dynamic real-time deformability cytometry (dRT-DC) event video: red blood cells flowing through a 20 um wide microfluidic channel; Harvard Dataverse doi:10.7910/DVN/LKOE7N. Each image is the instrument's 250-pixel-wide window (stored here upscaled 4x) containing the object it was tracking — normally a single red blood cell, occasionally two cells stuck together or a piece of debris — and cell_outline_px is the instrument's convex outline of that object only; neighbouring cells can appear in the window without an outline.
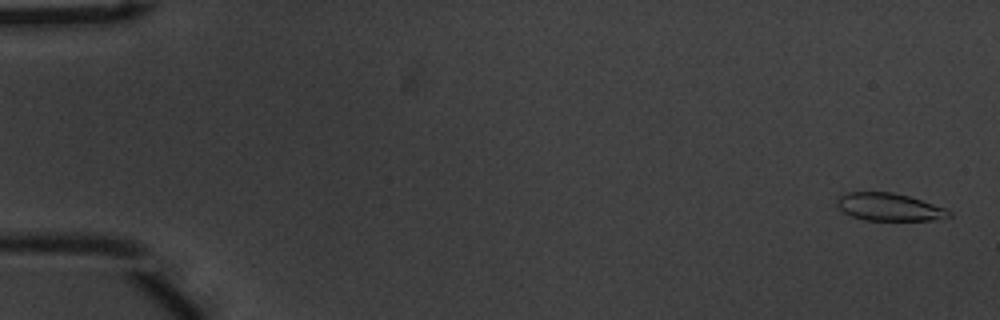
{"species": "common noctule bat (a hibernating species)", "species_latin": "Nyctalus noctula", "temperature_condition": "warm", "stored_images_in_passage": 55, "camera_frame_rate_fps": 3000, "um_per_image_px": 0.085, "animal": {"sex": "male", "body_mass_g": 20.1, "forearm_length_mm": 53.5}, "frame": {"image": 1, "passage_image": 2, "time_ms": 0.333, "image_size_px": [1000, 320], "cell_outline_px": [[952, 216], [932, 220], [864, 220], [852, 216], [844, 212], [836, 204], [836, 200], [840, 196], [848, 192], [892, 192], [908, 196], [944, 208], [952, 212]], "centroid_in_image_um": [75.56, 17.6], "position_along_channel_um": 9.4, "area_um2": 17.8}}
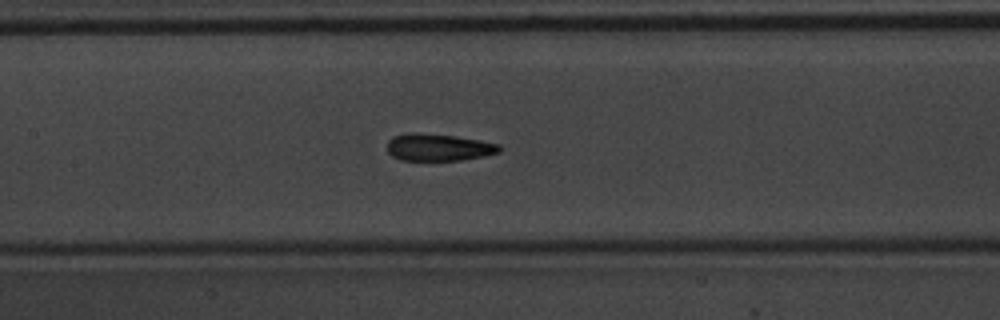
{"frame": {"image": 2, "passage_image": 27, "time_ms": 8.667, "image_size_px": [1000, 320], "cell_outline_px": [[500, 152], [484, 156], [460, 160], [400, 160], [392, 156], [388, 152], [388, 140], [392, 136], [412, 132], [420, 132], [456, 136], [480, 140], [500, 144]], "centroid_in_image_um": [37.26, 12.51], "position_along_channel_um": 170.1, "area_um2": 17.86}}
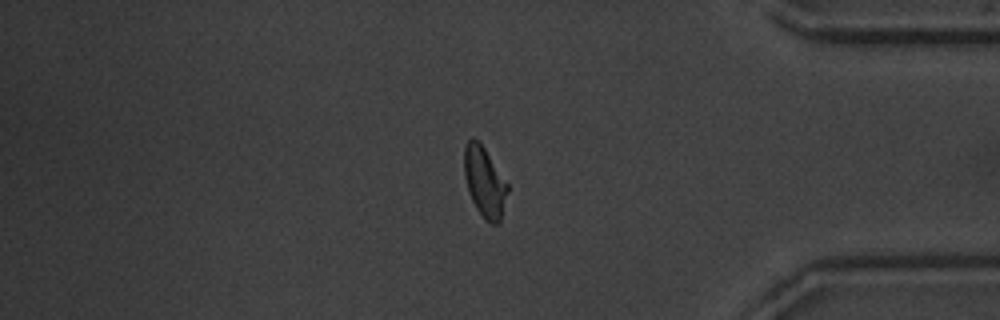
{"frame": {"image": 3, "passage_image": 47, "time_ms": 15.333, "image_size_px": [1000, 320], "cell_outline_px": [[508, 192], [500, 224], [492, 224], [484, 220], [476, 208], [468, 192], [464, 176], [464, 148], [468, 140], [472, 136], [484, 148], [508, 184]], "centroid_in_image_um": [41.18, 15.51], "position_along_channel_um": 394.0, "area_um2": 17.8}, "authors_computed_cell_mechanics": {"area_um2": 18.2648, "velocity_mm_per_s": 3.7027, "shape_relaxation_time_tau1_ms": 2.5787, "shape_relaxation_time_tau2_ms": 0.7496, "deformation_change_tau1": 0.1312, "deformation_change_tau2": 0.0647}}